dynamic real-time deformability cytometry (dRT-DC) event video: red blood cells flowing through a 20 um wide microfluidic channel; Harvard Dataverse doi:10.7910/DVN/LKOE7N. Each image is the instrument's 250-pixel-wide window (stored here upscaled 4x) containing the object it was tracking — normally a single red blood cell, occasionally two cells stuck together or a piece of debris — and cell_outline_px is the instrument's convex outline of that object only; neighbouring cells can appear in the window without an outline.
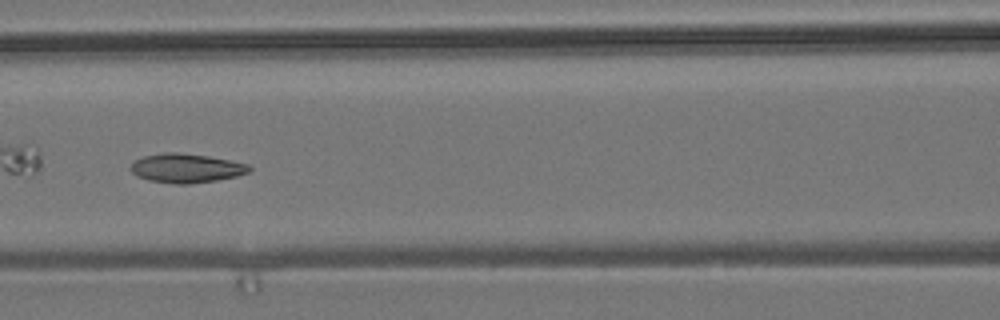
{"species": "common noctule bat (a hibernating species)", "species_latin": "Nyctalus noctula", "temperature_condition": "room temperature", "stored_images_in_passage": 8, "camera_frame_rate_fps": 3000, "um_per_image_px": 0.085, "animal": {"sex": "male", "body_mass_g": 19.2, "forearm_length_mm": 51.8}, "frame": {"image": 1, "passage_image": 8, "time_ms": 8.333, "image_size_px": [1000, 320], "cell_outline_px": [[252, 168], [248, 172], [236, 176], [216, 180], [188, 184], [176, 184], [148, 180], [136, 176], [128, 168], [136, 160], [144, 156], [164, 152], [176, 152], [208, 156], [248, 164]], "centroid_in_image_um": [15.8, 14.29], "position_along_channel_um": 150.8, "area_um2": 20.0}}